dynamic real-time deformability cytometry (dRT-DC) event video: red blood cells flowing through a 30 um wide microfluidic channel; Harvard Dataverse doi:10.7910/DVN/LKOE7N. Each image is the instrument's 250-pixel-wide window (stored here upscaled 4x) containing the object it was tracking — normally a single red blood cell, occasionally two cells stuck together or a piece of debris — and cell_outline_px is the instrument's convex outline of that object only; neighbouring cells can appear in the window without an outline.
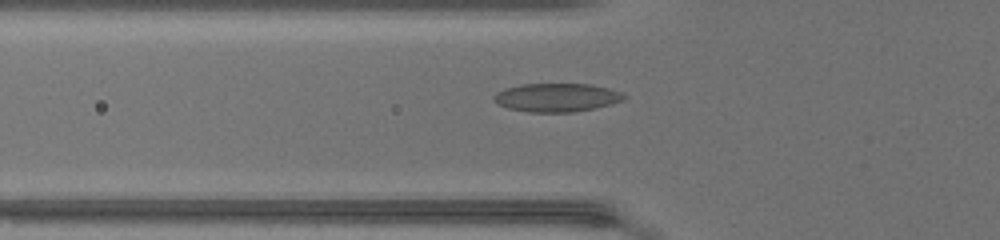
{"species": "common noctule bat (a hibernating species)", "species_latin": "Nyctalus noctula", "temperature_condition": "warm", "stored_images_in_passage": 18, "camera_frame_rate_fps": 3000, "um_per_image_px": 0.085, "animal": {"sex": "female", "body_mass_g": 17.0, "forearm_length_mm": 48.0}, "frame": {"image": 1, "passage_image": 2, "time_ms": 0.333, "image_size_px": [1000, 240], "cell_outline_px": [[628, 96], [624, 100], [592, 108], [572, 112], [528, 112], [508, 108], [496, 104], [492, 100], [492, 96], [496, 92], [504, 88], [520, 84], [588, 84], [608, 88], [620, 92]], "centroid_in_image_um": [47.24, 8.28], "position_along_channel_um": 78.6, "area_um2": 21.62}}
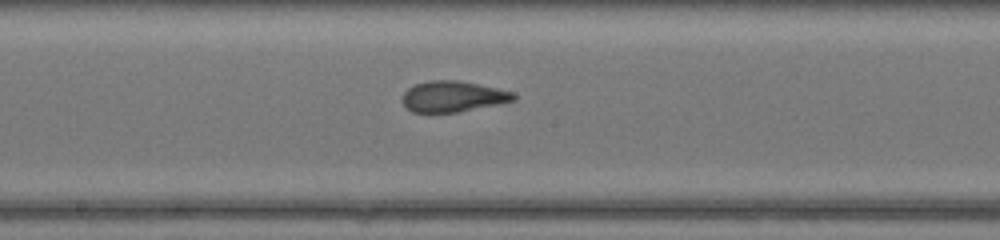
{"frame": {"image": 2, "passage_image": 11, "time_ms": 3.333, "image_size_px": [1000, 240], "cell_outline_px": [[516, 100], [456, 112], [412, 112], [404, 104], [404, 92], [408, 88], [416, 84], [428, 80], [456, 80], [496, 88], [512, 92], [516, 96]], "centroid_in_image_um": [38.48, 8.19], "position_along_channel_um": 209.7, "area_um2": 19.54}}
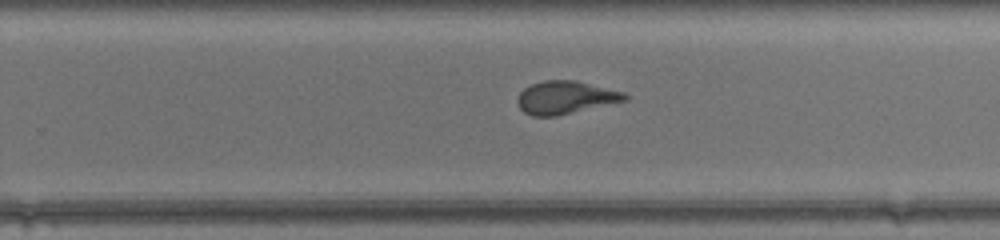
{"frame": {"image": 3, "passage_image": 16, "time_ms": 5.0, "image_size_px": [1000, 240], "cell_outline_px": [[628, 100], [556, 116], [532, 116], [524, 112], [520, 108], [516, 100], [520, 92], [524, 88], [532, 84], [544, 80], [572, 80], [624, 92], [628, 96]], "centroid_in_image_um": [48.04, 8.29], "position_along_channel_um": 281.8, "area_um2": 20.4}}